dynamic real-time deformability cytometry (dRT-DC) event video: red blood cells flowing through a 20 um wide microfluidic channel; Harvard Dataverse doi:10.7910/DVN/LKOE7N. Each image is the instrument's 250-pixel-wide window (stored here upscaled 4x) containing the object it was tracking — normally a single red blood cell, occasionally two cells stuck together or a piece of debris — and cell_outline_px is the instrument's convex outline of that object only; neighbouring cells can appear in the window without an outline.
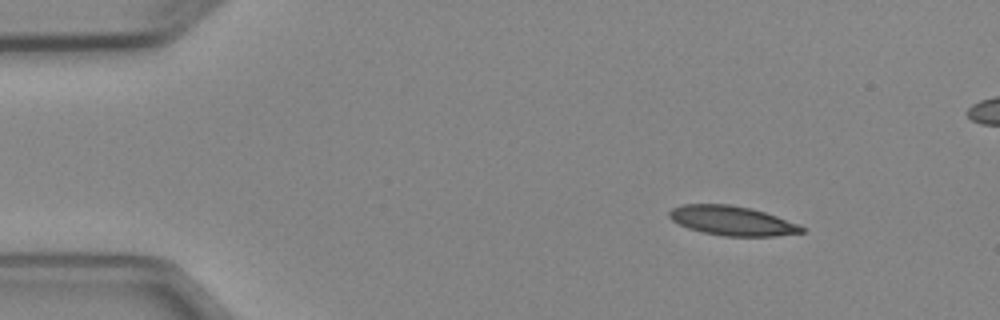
{"species": "Egyptian fruit bat (a non-hibernating species)", "species_latin": "Rousettus aegyptiacus", "temperature_condition": "cold", "stored_images_in_passage": 4, "camera_frame_rate_fps": 3000, "um_per_image_px": 0.085, "animal": {"sex": "female"}, "frame": {"image": 1, "passage_image": 1, "time_ms": 0.0, "image_size_px": [1000, 320], "cell_outline_px": [[804, 232], [776, 236], [724, 236], [704, 232], [688, 228], [672, 220], [668, 216], [668, 212], [672, 208], [680, 204], [732, 204], [752, 208], [800, 224], [804, 228]], "centroid_in_image_um": [62.23, 18.75], "position_along_channel_um": 22.8, "area_um2": 22.77}}
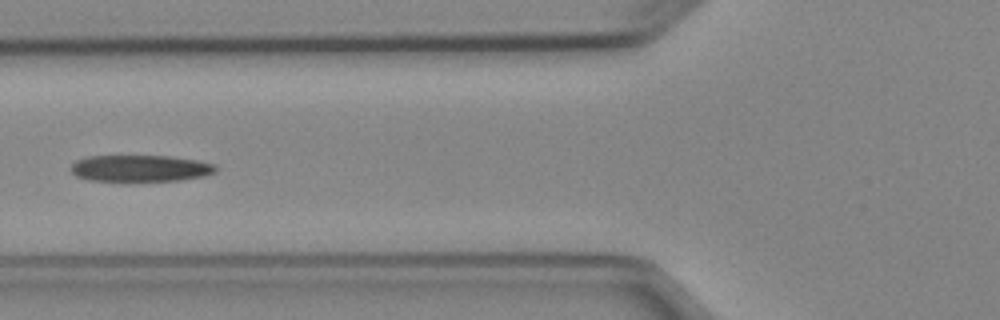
{"frame": {"image": 2, "passage_image": 4, "time_ms": 4.333, "image_size_px": [1000, 320], "cell_outline_px": [[216, 172], [204, 176], [180, 180], [88, 180], [76, 176], [72, 172], [72, 164], [76, 160], [88, 156], [168, 156], [196, 160], [216, 164]], "centroid_in_image_um": [11.94, 14.29], "position_along_channel_um": 113.9, "area_um2": 22.14}}